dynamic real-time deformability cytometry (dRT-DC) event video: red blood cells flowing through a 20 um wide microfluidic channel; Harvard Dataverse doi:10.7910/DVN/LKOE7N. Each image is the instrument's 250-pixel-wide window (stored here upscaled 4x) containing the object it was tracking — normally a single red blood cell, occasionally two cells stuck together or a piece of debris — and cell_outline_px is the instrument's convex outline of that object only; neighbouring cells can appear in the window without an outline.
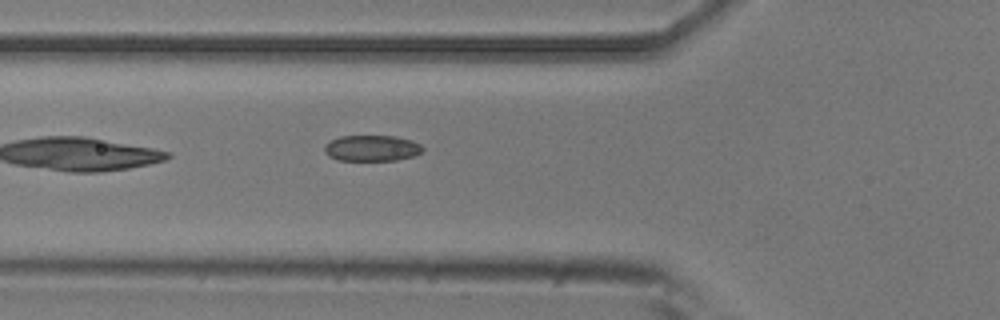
{"species": "common noctule bat (a hibernating species)", "species_latin": "Nyctalus noctula", "temperature_condition": "room temperature", "stored_images_in_passage": 6, "camera_frame_rate_fps": 3000, "um_per_image_px": 0.085, "animal": {"sex": "male", "body_mass_g": 20.5, "forearm_length_mm": 52.5}, "frame": {"image": 1, "passage_image": 6, "time_ms": 1.667, "image_size_px": [1000, 320], "cell_outline_px": [[424, 152], [416, 156], [396, 160], [340, 160], [328, 156], [324, 152], [324, 144], [340, 136], [396, 136], [412, 140], [420, 144], [424, 148]], "centroid_in_image_um": [31.64, 12.59], "position_along_channel_um": 94.2, "area_um2": 15.03}}